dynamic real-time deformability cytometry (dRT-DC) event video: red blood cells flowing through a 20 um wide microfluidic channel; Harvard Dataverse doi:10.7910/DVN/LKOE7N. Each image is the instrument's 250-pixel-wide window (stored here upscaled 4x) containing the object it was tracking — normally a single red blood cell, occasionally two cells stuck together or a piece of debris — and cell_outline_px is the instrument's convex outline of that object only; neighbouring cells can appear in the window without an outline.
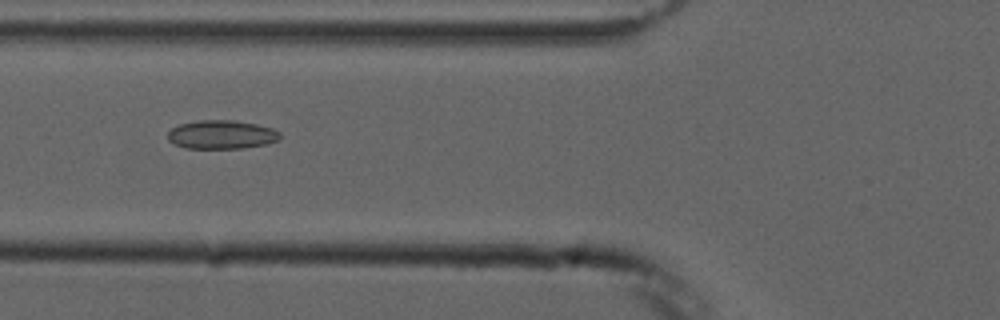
{"species": "common noctule bat (a hibernating species)", "species_latin": "Nyctalus noctula", "temperature_condition": "cold", "stored_images_in_passage": 7, "camera_frame_rate_fps": 3000, "um_per_image_px": 0.085, "animal": {"sex": "male", "forearm_length_mm": 52.5}, "frame": {"image": 1, "passage_image": 6, "time_ms": 5.667, "image_size_px": [1000, 320], "cell_outline_px": [[280, 140], [268, 144], [240, 148], [184, 148], [168, 140], [168, 132], [172, 128], [180, 124], [200, 120], [236, 120], [256, 124], [272, 128], [280, 132]], "centroid_in_image_um": [18.86, 11.44], "position_along_channel_um": 106.9, "area_um2": 18.79}}
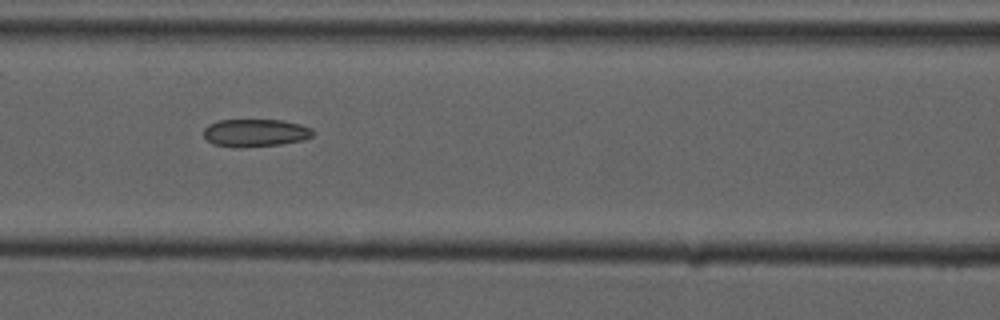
{"frame": {"image": 2, "passage_image": 7, "time_ms": 6.667, "image_size_px": [1000, 320], "cell_outline_px": [[312, 136], [304, 140], [280, 144], [212, 144], [204, 136], [204, 128], [208, 124], [220, 120], [280, 120], [300, 124], [312, 128]], "centroid_in_image_um": [21.74, 11.23], "position_along_channel_um": 144.9, "area_um2": 16.65}}